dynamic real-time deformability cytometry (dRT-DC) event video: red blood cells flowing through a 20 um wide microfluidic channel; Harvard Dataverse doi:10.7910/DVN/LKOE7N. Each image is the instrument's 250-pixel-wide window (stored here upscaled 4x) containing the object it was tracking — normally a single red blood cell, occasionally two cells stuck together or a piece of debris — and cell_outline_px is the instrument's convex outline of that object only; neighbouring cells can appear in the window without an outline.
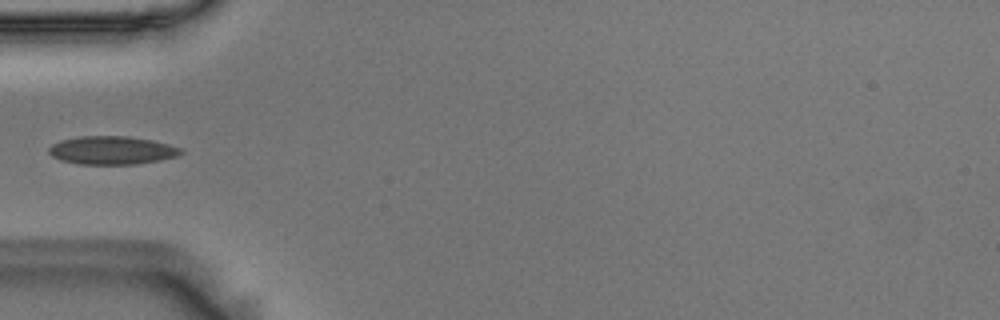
{"species": "Egyptian fruit bat (a non-hibernating species)", "species_latin": "Rousettus aegyptiacus", "temperature_condition": "room temperature", "stored_images_in_passage": 38, "camera_frame_rate_fps": 3000, "um_per_image_px": 0.085, "animal": {"sex": "male"}, "frame": {"image": 1, "passage_image": 1, "time_ms": 0.0, "image_size_px": [1000, 320], "cell_outline_px": [[184, 152], [176, 156], [160, 160], [136, 164], [80, 164], [60, 160], [52, 156], [48, 152], [48, 148], [52, 144], [60, 140], [80, 136], [128, 136], [152, 140], [168, 144], [180, 148]], "centroid_in_image_um": [9.49, 12.77], "position_along_channel_um": 75.5, "area_um2": 21.73}}
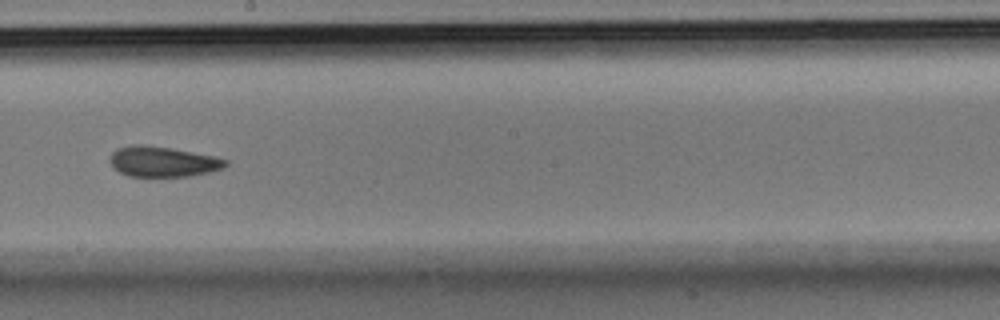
{"frame": {"image": 2, "passage_image": 14, "time_ms": 4.333, "image_size_px": [1000, 320], "cell_outline_px": [[228, 164], [224, 168], [208, 172], [188, 176], [128, 176], [120, 172], [108, 160], [112, 152], [116, 148], [132, 144], [140, 144], [168, 148], [216, 156], [228, 160]], "centroid_in_image_um": [13.83, 13.73], "position_along_channel_um": 234.4, "area_um2": 20.35}}
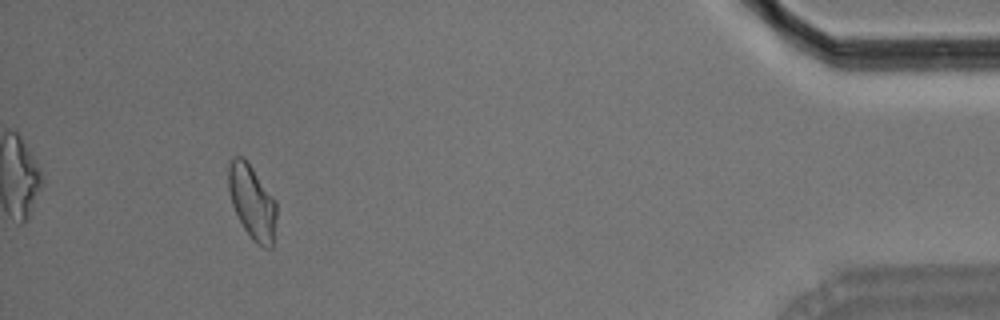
{"frame": {"image": 3, "passage_image": 34, "time_ms": 11.0, "image_size_px": [1000, 320], "cell_outline_px": [[276, 216], [272, 248], [264, 248], [252, 240], [244, 228], [232, 204], [228, 188], [228, 168], [232, 160], [236, 156], [244, 156], [248, 160], [276, 200]], "centroid_in_image_um": [21.44, 17.14], "position_along_channel_um": 413.8, "area_um2": 20.81}}